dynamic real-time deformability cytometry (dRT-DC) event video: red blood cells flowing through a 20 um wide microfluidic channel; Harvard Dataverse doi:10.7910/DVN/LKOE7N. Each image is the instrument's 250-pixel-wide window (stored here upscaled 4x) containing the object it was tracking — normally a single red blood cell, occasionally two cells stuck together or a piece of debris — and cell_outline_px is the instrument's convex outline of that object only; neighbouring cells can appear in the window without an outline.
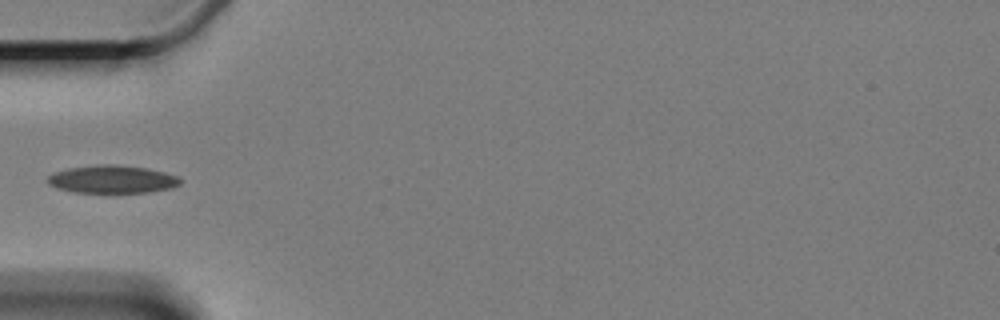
{"species": "Egyptian fruit bat (a non-hibernating species)", "species_latin": "Rousettus aegyptiacus", "temperature_condition": "cold", "stored_images_in_passage": 4, "camera_frame_rate_fps": 3000, "um_per_image_px": 0.085, "animal": {"sex": "female"}, "frame": {"image": 1, "passage_image": 4, "time_ms": 4.333, "image_size_px": [1000, 320], "cell_outline_px": [[184, 180], [180, 184], [172, 188], [148, 192], [72, 192], [56, 188], [48, 184], [48, 176], [56, 172], [68, 168], [96, 164], [116, 164], [148, 168], [164, 172], [176, 176]], "centroid_in_image_um": [9.55, 15.23], "position_along_channel_um": 75.4, "area_um2": 21.62}}